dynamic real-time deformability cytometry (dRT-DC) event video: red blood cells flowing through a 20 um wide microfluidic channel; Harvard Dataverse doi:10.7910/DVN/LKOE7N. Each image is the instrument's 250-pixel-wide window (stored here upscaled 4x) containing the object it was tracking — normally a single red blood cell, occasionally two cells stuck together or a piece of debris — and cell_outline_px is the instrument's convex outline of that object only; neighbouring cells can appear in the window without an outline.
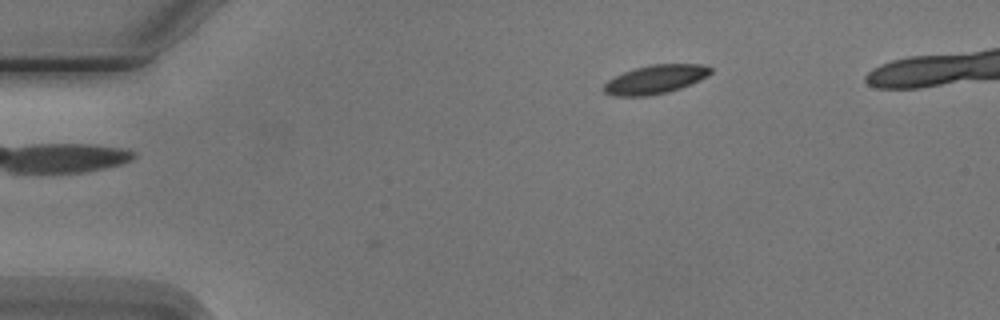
{"species": "Egyptian fruit bat (a non-hibernating species)", "species_latin": "Rousettus aegyptiacus", "temperature_condition": "cold", "stored_images_in_passage": 5, "camera_frame_rate_fps": 3000, "um_per_image_px": 0.085, "animal": {"sex": "male"}, "frame": {"image": 1, "passage_image": 5, "time_ms": 5.667, "image_size_px": [1000, 320], "cell_outline_px": [[712, 72], [708, 76], [700, 80], [680, 88], [668, 92], [648, 96], [612, 96], [604, 92], [600, 88], [608, 80], [624, 72], [636, 68], [652, 64], [700, 64], [712, 68]], "centroid_in_image_um": [55.68, 6.76], "position_along_channel_um": 29.3, "area_um2": 17.92}}